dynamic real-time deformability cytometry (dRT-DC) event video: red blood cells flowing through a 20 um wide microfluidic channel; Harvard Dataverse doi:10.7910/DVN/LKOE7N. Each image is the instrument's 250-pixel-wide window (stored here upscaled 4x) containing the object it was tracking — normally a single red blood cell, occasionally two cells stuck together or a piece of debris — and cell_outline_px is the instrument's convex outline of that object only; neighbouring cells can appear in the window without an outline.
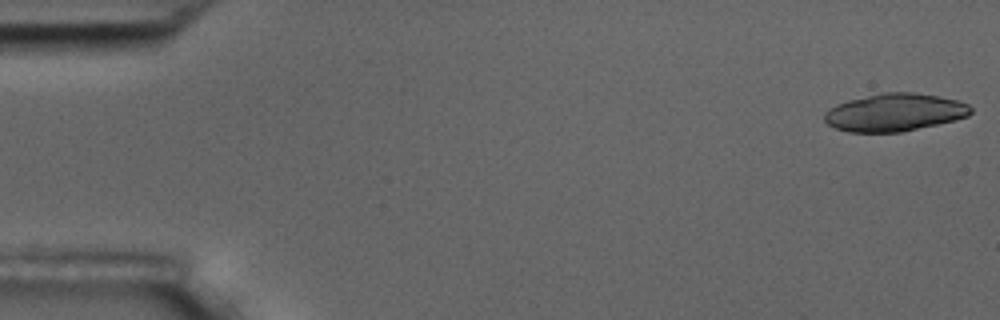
{"species": "common noctule bat (a hibernating species)", "species_latin": "Nyctalus noctula", "temperature_condition": "room temperature", "stored_images_in_passage": 10, "camera_frame_rate_fps": 3000, "um_per_image_px": 0.085, "animal": {"sex": "male", "body_mass_g": 17.5, "forearm_length_mm": 52.3}, "frame": {"image": 1, "passage_image": 1, "time_ms": 0.0, "image_size_px": [1000, 320], "cell_outline_px": [[972, 112], [968, 116], [956, 120], [900, 132], [848, 132], [836, 128], [828, 124], [824, 120], [824, 112], [836, 104], [848, 100], [884, 92], [916, 92], [956, 100], [968, 104], [972, 108]], "centroid_in_image_um": [76.04, 9.55], "position_along_channel_um": 9.0, "area_um2": 32.08}}
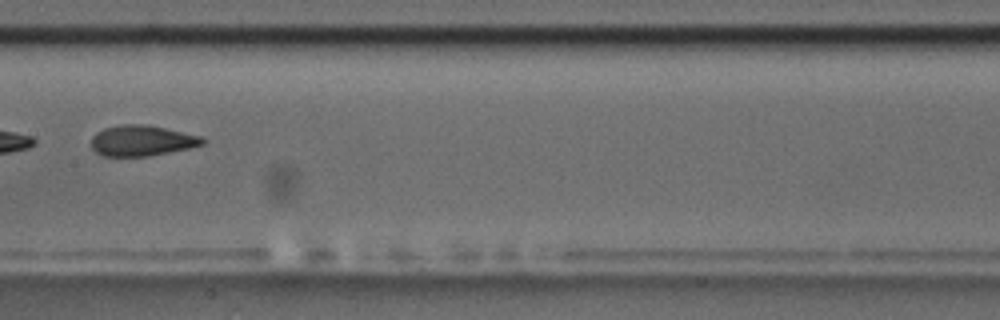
{"frame": {"image": 2, "passage_image": 9, "time_ms": 9.333, "image_size_px": [1000, 320], "cell_outline_px": [[204, 144], [188, 148], [148, 156], [104, 156], [96, 152], [92, 148], [92, 136], [96, 132], [104, 128], [120, 124], [148, 124], [204, 136]], "centroid_in_image_um": [12.07, 11.93], "position_along_channel_um": 195.3, "area_um2": 20.0}}
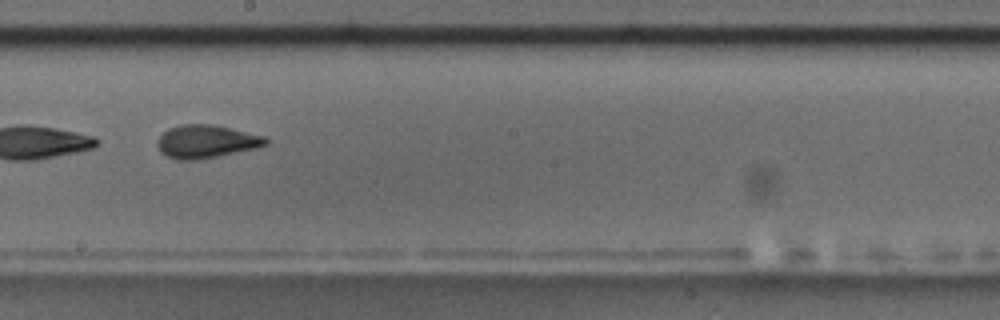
{"frame": {"image": 3, "passage_image": 10, "time_ms": 10.333, "image_size_px": [1000, 320], "cell_outline_px": [[268, 144], [256, 148], [196, 160], [176, 160], [160, 152], [156, 144], [156, 140], [168, 128], [180, 124], [212, 124], [264, 136], [268, 140]], "centroid_in_image_um": [17.48, 12.02], "position_along_channel_um": 230.7, "area_um2": 20.81}}